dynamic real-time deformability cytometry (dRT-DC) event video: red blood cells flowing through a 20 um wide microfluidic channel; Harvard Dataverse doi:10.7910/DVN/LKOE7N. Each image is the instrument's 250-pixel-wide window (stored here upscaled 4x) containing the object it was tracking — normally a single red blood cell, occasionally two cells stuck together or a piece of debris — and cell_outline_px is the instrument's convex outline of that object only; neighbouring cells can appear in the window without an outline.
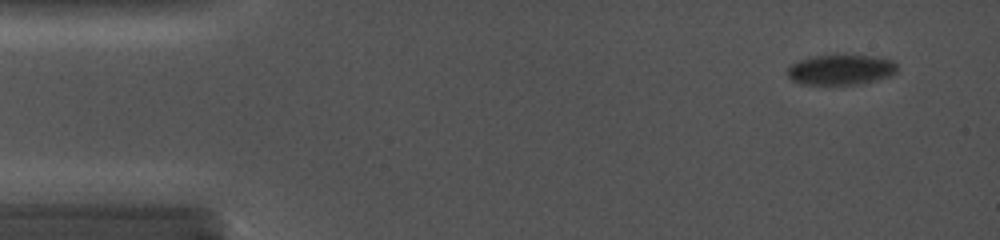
{"species": "common noctule bat (a hibernating species)", "species_latin": "Nyctalus noctula", "temperature_condition": "cold", "stored_images_in_passage": 3, "camera_frame_rate_fps": 5000, "um_per_image_px": 0.085, "animal": {"sex": "female", "body_mass_g": 19.0, "forearm_length_mm": 56.7}, "frame": {"image": 1, "passage_image": 2, "time_ms": 0.6, "image_size_px": [1000, 240], "cell_outline_px": [[892, 68], [888, 72], [872, 76], [844, 80], [800, 80], [792, 76], [792, 68], [800, 64], [816, 60], [868, 60], [888, 64]], "centroid_in_image_um": [71.29, 5.93], "position_along_channel_um": 13.7, "area_um2": 11.91}}